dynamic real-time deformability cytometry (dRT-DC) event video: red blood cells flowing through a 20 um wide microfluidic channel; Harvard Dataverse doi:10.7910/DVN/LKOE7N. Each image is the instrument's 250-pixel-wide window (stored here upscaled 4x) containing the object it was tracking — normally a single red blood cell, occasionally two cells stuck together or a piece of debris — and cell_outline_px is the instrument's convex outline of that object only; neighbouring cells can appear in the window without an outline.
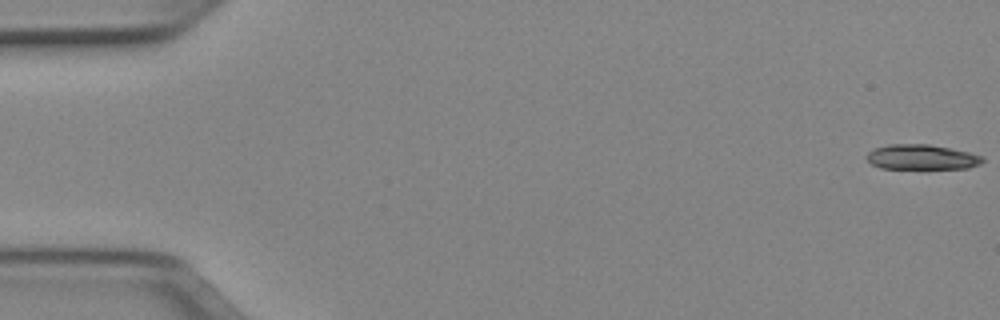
{"species": "Egyptian fruit bat (a non-hibernating species)", "species_latin": "Rousettus aegyptiacus", "temperature_condition": "cold", "stored_images_in_passage": 49, "camera_frame_rate_fps": 3000, "um_per_image_px": 0.085, "animal": {"sex": "female"}, "frame": {"image": 1, "passage_image": 1, "time_ms": 0.0, "image_size_px": [1000, 320], "cell_outline_px": [[984, 160], [980, 164], [968, 168], [880, 168], [872, 164], [864, 156], [868, 152], [876, 148], [888, 144], [928, 144], [968, 152], [984, 156]], "centroid_in_image_um": [78.33, 13.35], "position_along_channel_um": 6.7, "area_um2": 16.76}}
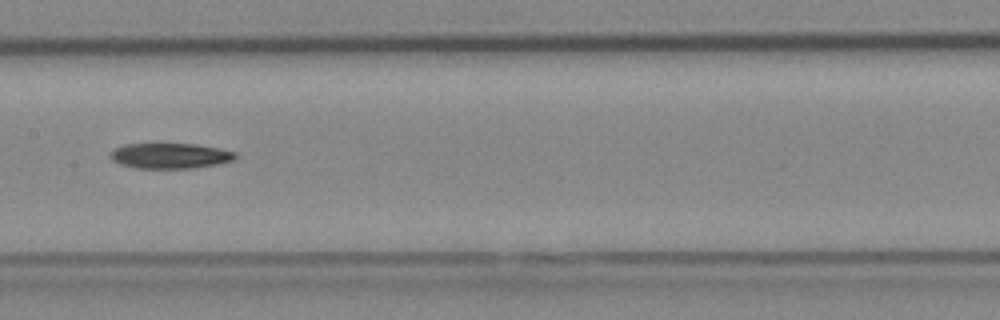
{"frame": {"image": 2, "passage_image": 26, "time_ms": 8.333, "image_size_px": [1000, 320], "cell_outline_px": [[240, 156], [236, 160], [220, 164], [192, 168], [136, 168], [120, 164], [112, 160], [108, 156], [108, 152], [112, 148], [124, 144], [196, 144], [220, 148], [236, 152]], "centroid_in_image_um": [14.48, 13.24], "position_along_channel_um": 192.9, "area_um2": 18.96}}
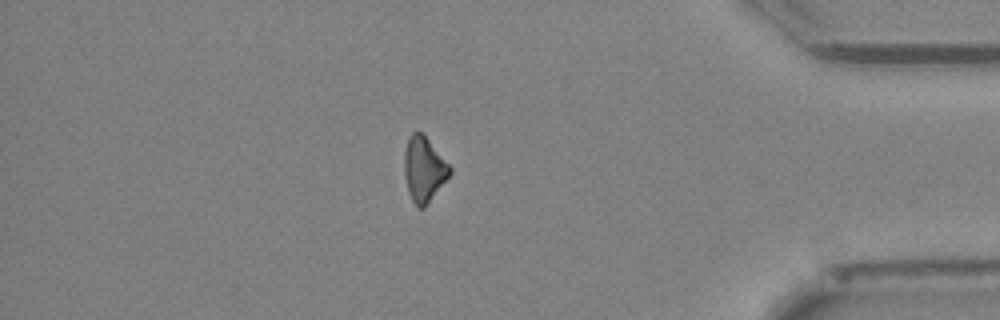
{"frame": {"image": 3, "passage_image": 44, "time_ms": 14.333, "image_size_px": [1000, 320], "cell_outline_px": [[452, 172], [424, 208], [416, 208], [408, 192], [404, 176], [404, 152], [408, 136], [412, 132], [420, 132], [428, 140], [452, 168]], "centroid_in_image_um": [36.0, 14.4], "position_along_channel_um": 399.2, "area_um2": 17.11}}